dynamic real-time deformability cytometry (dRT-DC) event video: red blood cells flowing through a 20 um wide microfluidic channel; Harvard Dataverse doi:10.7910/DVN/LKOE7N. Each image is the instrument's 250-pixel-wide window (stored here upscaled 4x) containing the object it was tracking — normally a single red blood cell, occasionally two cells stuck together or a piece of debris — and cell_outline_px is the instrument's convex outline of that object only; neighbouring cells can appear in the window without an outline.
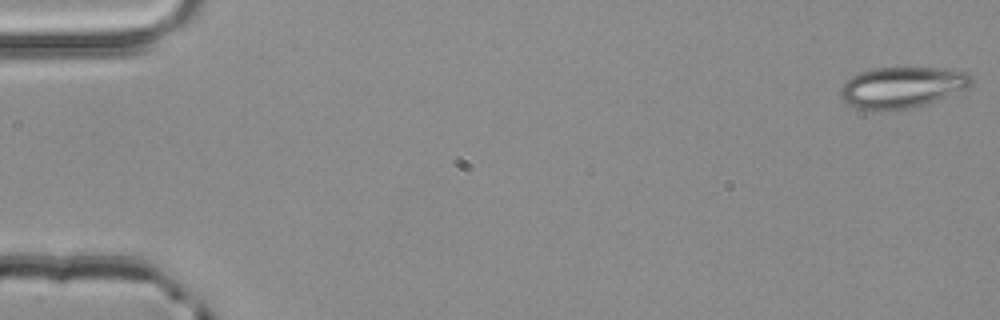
{"species": "common noctule bat (a hibernating species)", "species_latin": "Nyctalus noctula", "temperature_condition": "room temperature", "stored_images_in_passage": 4, "camera_frame_rate_fps": 3000, "um_per_image_px": 0.085, "animal": {"sex": "male", "body_mass_g": 20.4}, "frame": {"image": 1, "passage_image": 1, "time_ms": 0.0, "image_size_px": [1000, 320], "cell_outline_px": [[972, 84], [968, 88], [924, 104], [912, 108], [860, 108], [848, 104], [840, 96], [840, 88], [852, 76], [860, 72], [876, 68], [948, 68], [968, 72], [972, 76]], "centroid_in_image_um": [76.73, 7.38], "position_along_channel_um": 8.3, "area_um2": 30.63}}